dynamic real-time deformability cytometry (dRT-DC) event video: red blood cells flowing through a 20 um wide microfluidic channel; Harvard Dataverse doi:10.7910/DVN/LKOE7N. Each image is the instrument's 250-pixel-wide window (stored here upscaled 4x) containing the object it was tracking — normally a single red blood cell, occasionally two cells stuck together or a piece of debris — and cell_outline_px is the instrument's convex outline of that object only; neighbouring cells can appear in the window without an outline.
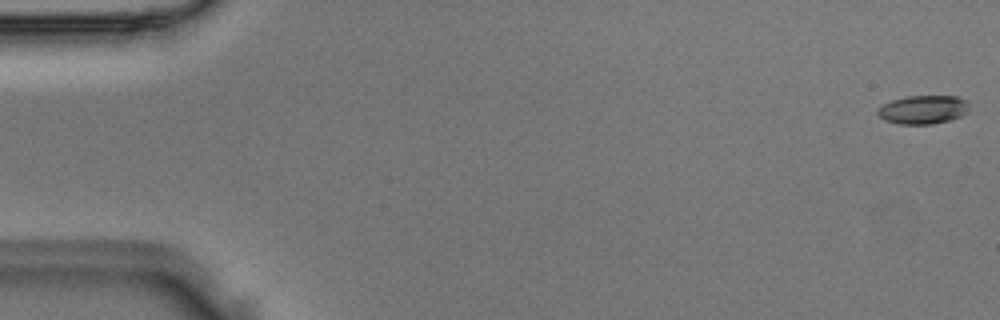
{"species": "Egyptian fruit bat (a non-hibernating species)", "species_latin": "Rousettus aegyptiacus", "temperature_condition": "room temperature", "stored_images_in_passage": 6, "camera_frame_rate_fps": 3000, "um_per_image_px": 0.085, "animal": {"sex": "male"}, "frame": {"image": 1, "passage_image": 1, "time_ms": 0.0, "image_size_px": [1000, 320], "cell_outline_px": [[968, 112], [960, 116], [948, 120], [932, 124], [900, 124], [884, 120], [876, 112], [884, 104], [892, 100], [908, 96], [960, 96], [968, 100]], "centroid_in_image_um": [78.5, 9.31], "position_along_channel_um": 6.5, "area_um2": 15.2}}
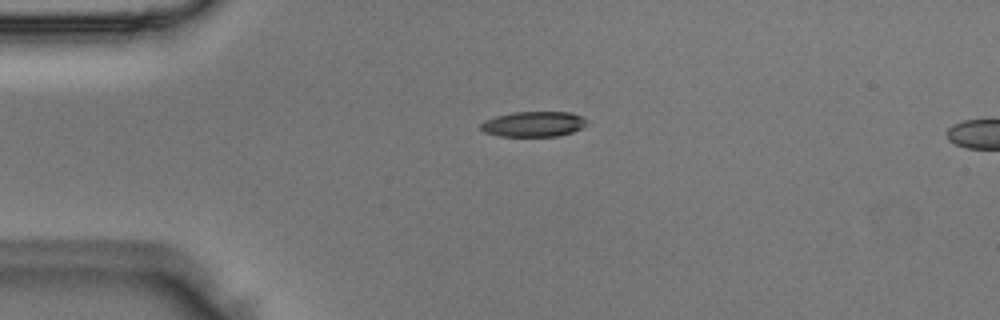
{"frame": {"image": 2, "passage_image": 4, "time_ms": 1.0, "image_size_px": [1000, 320], "cell_outline_px": [[588, 120], [580, 128], [572, 132], [560, 136], [500, 136], [484, 132], [480, 128], [480, 124], [484, 120], [496, 116], [512, 112], [572, 112]], "centroid_in_image_um": [45.32, 10.54], "position_along_channel_um": 39.7, "area_um2": 15.61}}